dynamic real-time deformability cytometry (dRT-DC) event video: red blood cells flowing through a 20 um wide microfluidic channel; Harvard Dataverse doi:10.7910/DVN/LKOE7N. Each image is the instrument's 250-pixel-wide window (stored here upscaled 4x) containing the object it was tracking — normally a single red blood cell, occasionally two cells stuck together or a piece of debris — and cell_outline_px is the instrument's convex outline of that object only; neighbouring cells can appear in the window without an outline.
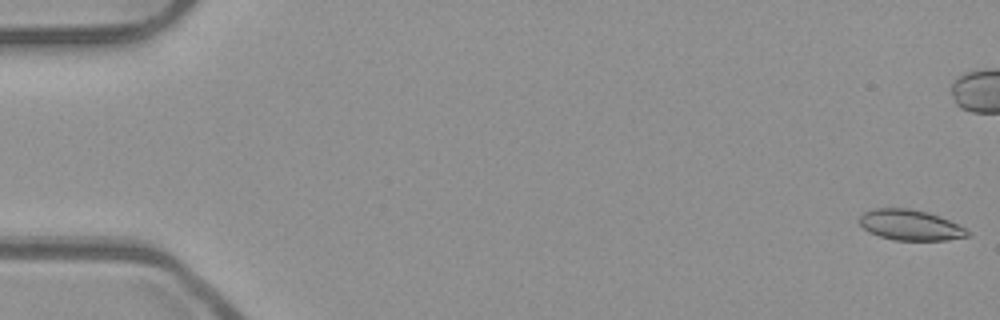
{"species": "common noctule bat (a hibernating species)", "species_latin": "Nyctalus noctula", "temperature_condition": "room temperature", "stored_images_in_passage": 54, "camera_frame_rate_fps": 3000, "um_per_image_px": 0.085, "animal": {"sex": "male", "body_mass_g": 23.1, "forearm_length_mm": 52.7}, "frame": {"image": 1, "passage_image": 1, "time_ms": 0.0, "image_size_px": [1000, 320], "cell_outline_px": [[972, 236], [948, 240], [896, 240], [880, 236], [868, 232], [860, 224], [860, 216], [864, 212], [876, 208], [908, 208], [928, 212], [948, 220], [972, 232]], "centroid_in_image_um": [77.4, 19.13], "position_along_channel_um": 7.6, "area_um2": 19.19}}
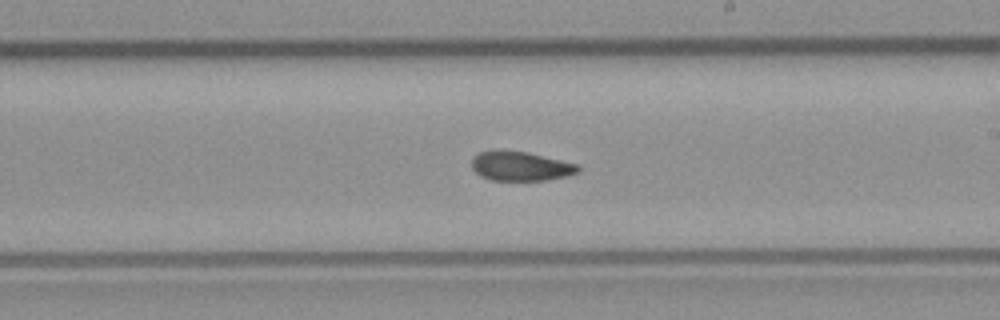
{"frame": {"image": 2, "passage_image": 31, "time_ms": 10.0, "image_size_px": [1000, 320], "cell_outline_px": [[580, 172], [568, 176], [548, 180], [492, 180], [480, 176], [472, 168], [472, 160], [480, 152], [528, 152], [580, 164]], "centroid_in_image_um": [44.35, 14.15], "position_along_channel_um": 244.6, "area_um2": 17.92}}
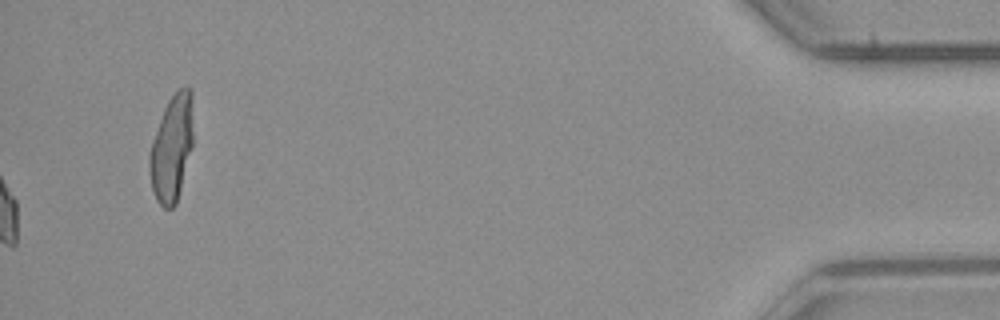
{"frame": {"image": 3, "passage_image": 54, "time_ms": 17.667, "image_size_px": [1000, 320], "cell_outline_px": [[192, 148], [176, 204], [172, 208], [164, 208], [156, 200], [152, 188], [148, 168], [148, 156], [152, 140], [164, 108], [168, 100], [180, 88], [188, 84], [192, 92]], "centroid_in_image_um": [14.59, 12.58], "position_along_channel_um": 420.6, "area_um2": 27.17}, "authors_computed_cell_mechanics": {"area_um2": 19.0451, "velocity_mm_per_s": 3.9512, "shape_relaxation_time_tau1_ms": null, "shape_relaxation_time_tau2_ms": 7.1844, "deformation_change_tau1": null, "deformation_change_tau2": 0.1029}}